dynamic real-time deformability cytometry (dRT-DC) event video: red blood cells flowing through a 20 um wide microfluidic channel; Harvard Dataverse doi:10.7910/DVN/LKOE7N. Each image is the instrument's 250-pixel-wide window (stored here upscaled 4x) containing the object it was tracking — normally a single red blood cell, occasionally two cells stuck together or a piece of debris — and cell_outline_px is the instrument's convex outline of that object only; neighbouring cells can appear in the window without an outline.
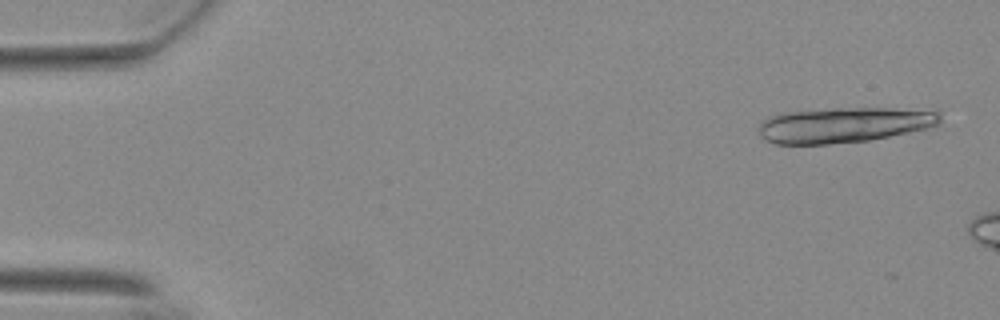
{"species": "Egyptian fruit bat (a non-hibernating species)", "species_latin": "Rousettus aegyptiacus", "temperature_condition": "warm", "stored_images_in_passage": 9, "camera_frame_rate_fps": 3000, "um_per_image_px": 0.085, "animal": {"sex": "female"}, "frame": {"image": 1, "passage_image": 3, "time_ms": 0.667, "image_size_px": [1000, 320], "cell_outline_px": [[940, 120], [936, 124], [924, 128], [908, 132], [868, 140], [828, 144], [776, 144], [764, 140], [760, 136], [756, 128], [768, 116], [784, 112], [832, 108], [940, 108]], "centroid_in_image_um": [71.74, 10.59], "position_along_channel_um": 13.3, "area_um2": 37.86}}